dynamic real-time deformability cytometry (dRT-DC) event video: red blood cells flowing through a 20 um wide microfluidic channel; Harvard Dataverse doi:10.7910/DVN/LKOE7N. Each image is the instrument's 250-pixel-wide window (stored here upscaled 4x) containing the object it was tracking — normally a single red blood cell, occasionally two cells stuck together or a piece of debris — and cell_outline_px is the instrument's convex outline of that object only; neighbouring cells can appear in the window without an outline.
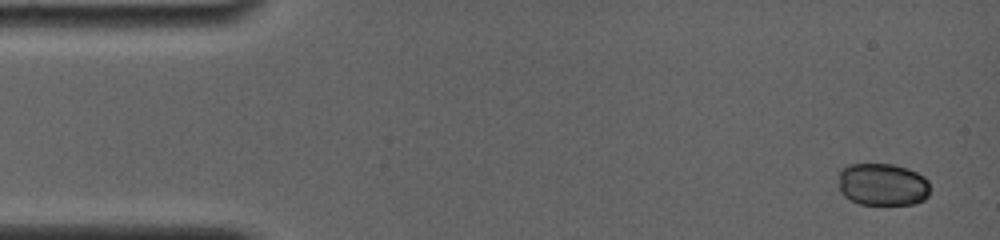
{"species": "common noctule bat (a hibernating species)", "species_latin": "Nyctalus noctula", "temperature_condition": "room temperature", "stored_images_in_passage": 6, "camera_frame_rate_fps": 4000, "um_per_image_px": 0.085, "animal": {"sex": "female", "body_mass_g": 19.0, "forearm_length_mm": 56.7}, "frame": {"image": 1, "passage_image": 1, "time_ms": 0.0, "image_size_px": [1000, 240], "cell_outline_px": [[928, 196], [924, 200], [916, 204], [860, 204], [844, 196], [840, 192], [840, 168], [848, 164], [892, 164], [908, 168], [924, 176], [928, 180]], "centroid_in_image_um": [75.02, 15.67], "position_along_channel_um": 10.0, "area_um2": 22.72}}
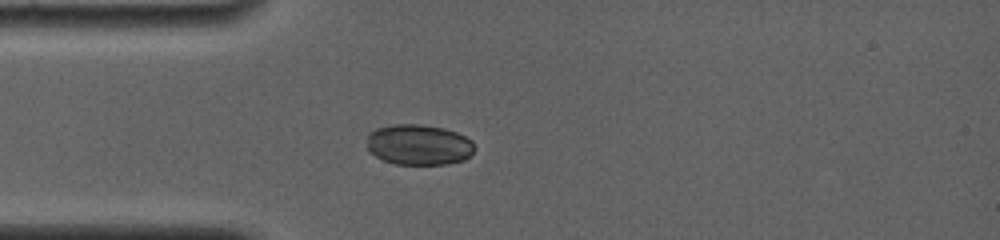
{"frame": {"image": 2, "passage_image": 6, "time_ms": 3.75, "image_size_px": [1000, 240], "cell_outline_px": [[476, 148], [464, 160], [448, 164], [396, 164], [384, 160], [368, 152], [368, 132], [376, 128], [392, 124], [420, 124], [444, 128], [456, 132], [472, 140]], "centroid_in_image_um": [35.59, 12.29], "position_along_channel_um": 49.4, "area_um2": 25.61}}